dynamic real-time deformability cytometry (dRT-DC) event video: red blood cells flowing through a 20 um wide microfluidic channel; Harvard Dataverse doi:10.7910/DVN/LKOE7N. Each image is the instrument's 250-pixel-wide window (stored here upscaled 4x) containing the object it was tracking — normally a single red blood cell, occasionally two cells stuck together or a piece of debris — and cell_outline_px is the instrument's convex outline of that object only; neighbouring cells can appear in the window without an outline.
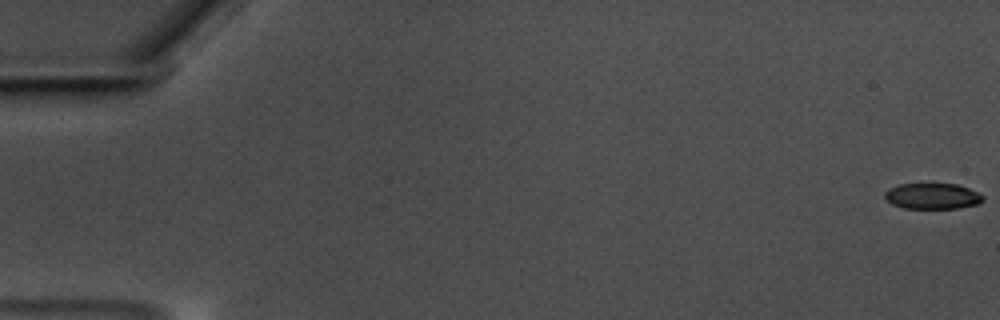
{"species": "common noctule bat (a hibernating species)", "species_latin": "Nyctalus noctula", "temperature_condition": "warm", "stored_images_in_passage": 60, "camera_frame_rate_fps": 3000, "um_per_image_px": 0.085, "animal": {"sex": "male", "body_mass_g": 17.5, "forearm_length_mm": 52.3}, "frame": {"image": 1, "passage_image": 1, "time_ms": 0.0, "image_size_px": [1000, 320], "cell_outline_px": [[984, 200], [976, 204], [956, 208], [904, 208], [892, 204], [884, 196], [884, 192], [888, 188], [900, 184], [956, 184], [968, 188], [984, 196]], "centroid_in_image_um": [79.23, 16.66], "position_along_channel_um": 5.8, "area_um2": 14.62}}
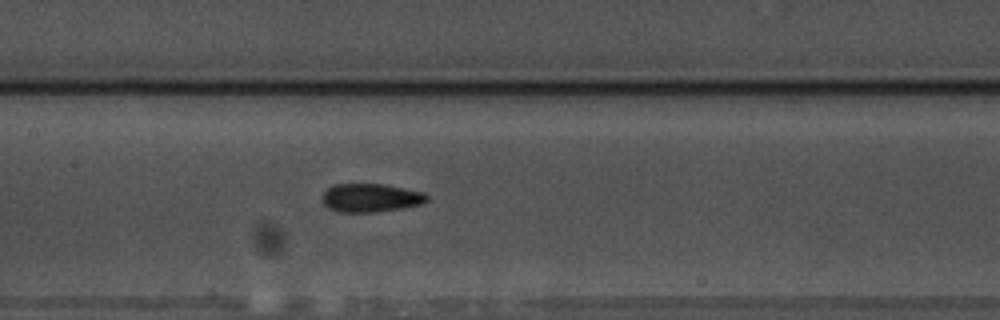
{"frame": {"image": 2, "passage_image": 30, "time_ms": 9.667, "image_size_px": [1000, 320], "cell_outline_px": [[428, 200], [420, 204], [404, 208], [376, 212], [336, 212], [328, 208], [320, 200], [320, 196], [332, 184], [384, 184], [424, 192], [428, 196]], "centroid_in_image_um": [31.47, 16.82], "position_along_channel_um": 175.9, "area_um2": 17.63}}
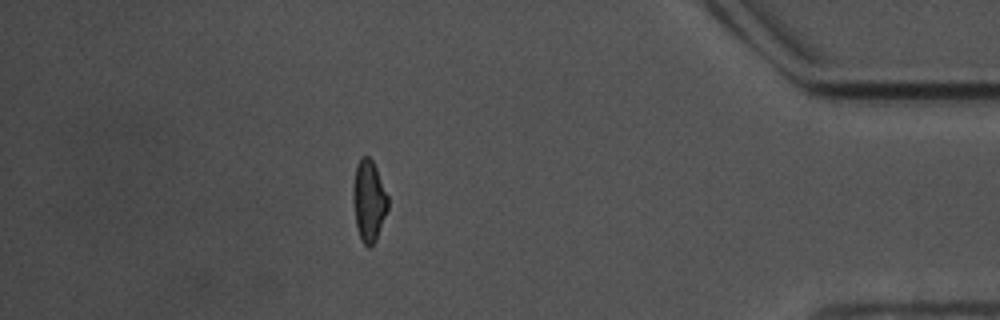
{"frame": {"image": 3, "passage_image": 53, "time_ms": 17.333, "image_size_px": [1000, 320], "cell_outline_px": [[388, 208], [376, 240], [368, 248], [360, 240], [356, 228], [352, 200], [352, 188], [356, 164], [360, 156], [368, 156], [372, 160], [376, 168], [388, 196]], "centroid_in_image_um": [31.32, 17.06], "position_along_channel_um": 403.9, "area_um2": 16.76}, "authors_computed_cell_mechanics": {"area_um2": 16.6175, "velocity_mm_per_s": 3.5147, "shape_relaxation_time_tau1_ms": 3.8902, "shape_relaxation_time_tau2_ms": 4.427, "deformation_change_tau1": 0.1334, "deformation_change_tau2": 0.0981}}